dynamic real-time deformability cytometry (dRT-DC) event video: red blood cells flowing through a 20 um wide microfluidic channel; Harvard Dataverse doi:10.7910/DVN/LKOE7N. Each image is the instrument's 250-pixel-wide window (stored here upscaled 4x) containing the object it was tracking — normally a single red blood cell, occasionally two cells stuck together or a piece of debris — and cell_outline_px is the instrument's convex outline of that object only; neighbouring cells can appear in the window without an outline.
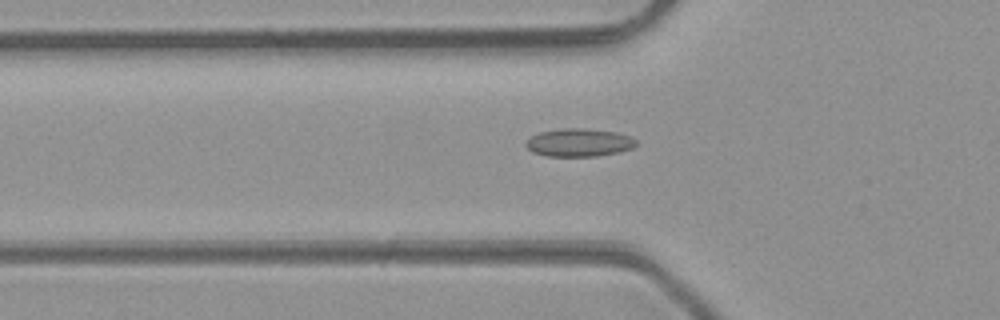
{"species": "common noctule bat (a hibernating species)", "species_latin": "Nyctalus noctula", "temperature_condition": "room temperature", "stored_images_in_passage": 43, "camera_frame_rate_fps": 3000, "um_per_image_px": 0.085, "animal": {"sex": "male", "body_mass_g": 23.1, "forearm_length_mm": 52.7}, "frame": {"image": 1, "passage_image": 11, "time_ms": 3.333, "image_size_px": [1000, 320], "cell_outline_px": [[636, 144], [632, 148], [620, 152], [596, 156], [548, 156], [532, 152], [524, 144], [532, 136], [540, 132], [564, 128], [584, 128], [616, 132], [632, 136], [636, 140]], "centroid_in_image_um": [49.24, 12.12], "position_along_channel_um": 76.6, "area_um2": 17.98}}
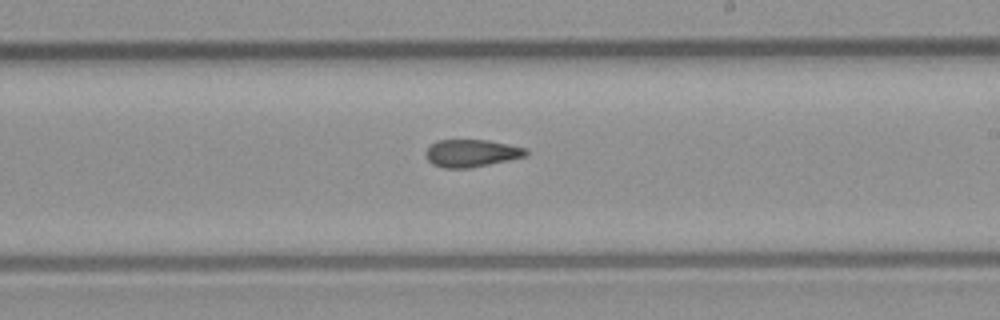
{"frame": {"image": 2, "passage_image": 23, "time_ms": 7.333, "image_size_px": [1000, 320], "cell_outline_px": [[528, 152], [524, 156], [508, 160], [472, 168], [444, 168], [432, 164], [428, 160], [424, 152], [432, 144], [440, 140], [488, 140], [528, 148]], "centroid_in_image_um": [40.07, 13.02], "position_along_channel_um": 248.9, "area_um2": 16.01}}
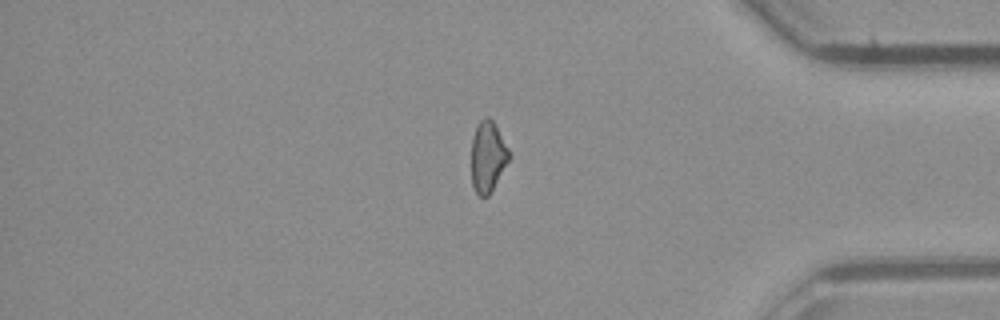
{"frame": {"image": 3, "passage_image": 35, "time_ms": 11.333, "image_size_px": [1000, 320], "cell_outline_px": [[512, 156], [488, 196], [480, 196], [476, 192], [472, 184], [472, 140], [476, 128], [480, 120], [488, 116], [492, 120], [508, 148]], "centroid_in_image_um": [41.47, 13.32], "position_along_channel_um": 393.7, "area_um2": 15.32}, "authors_computed_cell_mechanics": {"area_um2": 16.5886, "velocity_mm_per_s": 4.2822, "shape_relaxation_time_tau1_ms": null, "shape_relaxation_time_tau2_ms": 2.8225, "deformation_change_tau1": null, "deformation_change_tau2": 0.1005}}